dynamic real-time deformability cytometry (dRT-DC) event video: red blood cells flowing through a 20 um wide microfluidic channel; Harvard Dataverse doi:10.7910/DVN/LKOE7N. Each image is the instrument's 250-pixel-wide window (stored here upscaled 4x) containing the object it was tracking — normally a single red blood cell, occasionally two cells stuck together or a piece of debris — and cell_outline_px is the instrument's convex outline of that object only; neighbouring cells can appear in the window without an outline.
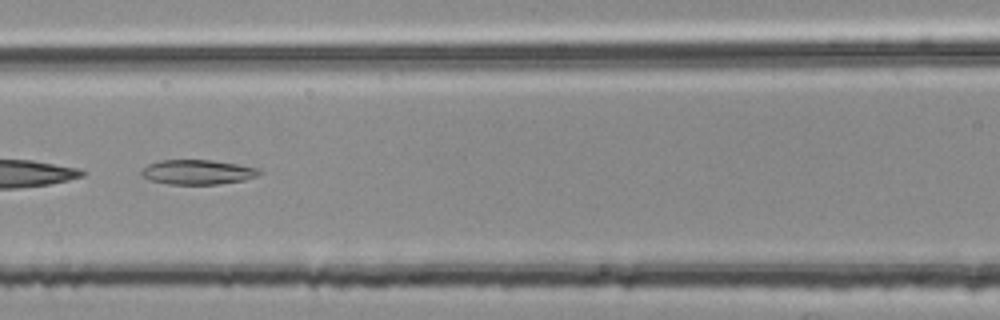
{"species": "common noctule bat (a hibernating species)", "species_latin": "Nyctalus noctula", "temperature_condition": "room temperature", "stored_images_in_passage": 6, "camera_frame_rate_fps": 3000, "um_per_image_px": 0.085, "animal": {"sex": "female", "body_mass_g": 25.1}, "frame": {"image": 1, "passage_image": 5, "time_ms": 1.333, "image_size_px": [1000, 320], "cell_outline_px": [[264, 172], [256, 176], [244, 180], [220, 184], [168, 184], [148, 180], [140, 172], [148, 164], [160, 160], [212, 160], [260, 168]], "centroid_in_image_um": [16.82, 14.63], "position_along_channel_um": 149.8, "area_um2": 16.99}}
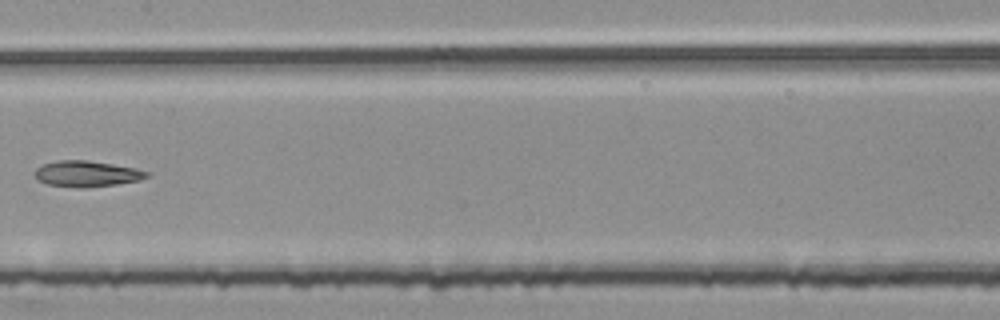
{"frame": {"image": 2, "passage_image": 6, "time_ms": 1.667, "image_size_px": [1000, 320], "cell_outline_px": [[148, 176], [140, 180], [116, 184], [84, 188], [80, 188], [48, 184], [36, 180], [36, 168], [44, 164], [56, 160], [88, 160], [112, 164], [132, 168], [148, 172]], "centroid_in_image_um": [7.34, 14.77], "position_along_channel_um": 200.1, "area_um2": 16.7}}